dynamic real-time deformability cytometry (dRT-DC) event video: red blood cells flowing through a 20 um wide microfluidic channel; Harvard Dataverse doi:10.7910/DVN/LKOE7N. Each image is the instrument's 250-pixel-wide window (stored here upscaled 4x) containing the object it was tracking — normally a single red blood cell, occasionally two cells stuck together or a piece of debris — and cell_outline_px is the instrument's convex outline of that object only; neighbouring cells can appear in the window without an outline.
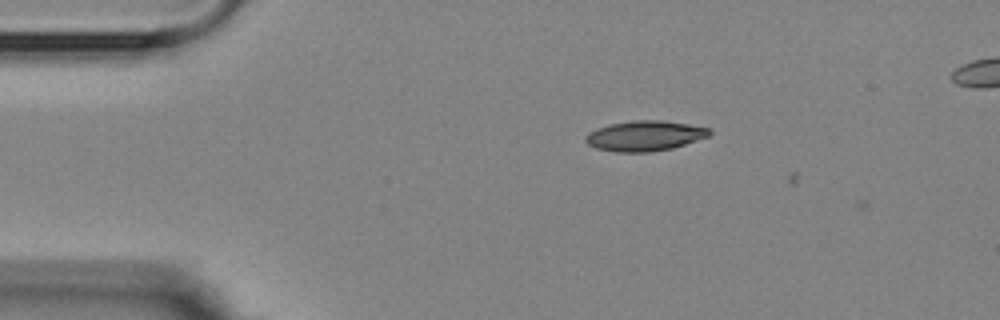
{"species": "Egyptian fruit bat (a non-hibernating species)", "species_latin": "Rousettus aegyptiacus", "temperature_condition": "room temperature", "stored_images_in_passage": 3, "camera_frame_rate_fps": 3000, "um_per_image_px": 0.085, "animal": {"sex": "female"}, "frame": {"image": 1, "passage_image": 2, "time_ms": 1.0, "image_size_px": [1000, 320], "cell_outline_px": [[712, 132], [708, 136], [672, 148], [648, 152], [616, 152], [596, 148], [588, 144], [584, 140], [584, 136], [588, 132], [596, 128], [608, 124], [632, 120], [660, 120], [688, 124], [708, 128]], "centroid_in_image_um": [54.74, 11.54], "position_along_channel_um": 30.3, "area_um2": 21.79}}